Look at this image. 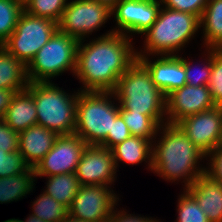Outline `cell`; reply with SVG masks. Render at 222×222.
Returning <instances> with one entry per match:
<instances>
[{"label":"cell","mask_w":222,"mask_h":222,"mask_svg":"<svg viewBox=\"0 0 222 222\" xmlns=\"http://www.w3.org/2000/svg\"><path fill=\"white\" fill-rule=\"evenodd\" d=\"M79 40L75 76L81 91H113L120 76L137 60L132 38L108 31L86 42Z\"/></svg>","instance_id":"cell-1"},{"label":"cell","mask_w":222,"mask_h":222,"mask_svg":"<svg viewBox=\"0 0 222 222\" xmlns=\"http://www.w3.org/2000/svg\"><path fill=\"white\" fill-rule=\"evenodd\" d=\"M158 132L162 136L152 144L151 171L166 181L175 182L182 178L184 189H187L198 177L206 173V168L199 166L202 159H207L206 155L176 124H162Z\"/></svg>","instance_id":"cell-2"},{"label":"cell","mask_w":222,"mask_h":222,"mask_svg":"<svg viewBox=\"0 0 222 222\" xmlns=\"http://www.w3.org/2000/svg\"><path fill=\"white\" fill-rule=\"evenodd\" d=\"M113 92L122 109L149 115L160 126L167 123L166 96L138 60L120 76Z\"/></svg>","instance_id":"cell-3"},{"label":"cell","mask_w":222,"mask_h":222,"mask_svg":"<svg viewBox=\"0 0 222 222\" xmlns=\"http://www.w3.org/2000/svg\"><path fill=\"white\" fill-rule=\"evenodd\" d=\"M198 29L200 19L196 15L161 6L156 21L143 33L144 51H136V56L178 55Z\"/></svg>","instance_id":"cell-4"},{"label":"cell","mask_w":222,"mask_h":222,"mask_svg":"<svg viewBox=\"0 0 222 222\" xmlns=\"http://www.w3.org/2000/svg\"><path fill=\"white\" fill-rule=\"evenodd\" d=\"M35 102L37 124L58 135L75 133L78 92L68 94L52 82H30L26 88Z\"/></svg>","instance_id":"cell-5"},{"label":"cell","mask_w":222,"mask_h":222,"mask_svg":"<svg viewBox=\"0 0 222 222\" xmlns=\"http://www.w3.org/2000/svg\"><path fill=\"white\" fill-rule=\"evenodd\" d=\"M112 98H116L113 91L79 90L75 134L88 145L100 146L112 133L113 120L119 115V104L112 103Z\"/></svg>","instance_id":"cell-6"},{"label":"cell","mask_w":222,"mask_h":222,"mask_svg":"<svg viewBox=\"0 0 222 222\" xmlns=\"http://www.w3.org/2000/svg\"><path fill=\"white\" fill-rule=\"evenodd\" d=\"M78 43V39L57 30L27 65L29 82H50L69 69L74 76Z\"/></svg>","instance_id":"cell-7"},{"label":"cell","mask_w":222,"mask_h":222,"mask_svg":"<svg viewBox=\"0 0 222 222\" xmlns=\"http://www.w3.org/2000/svg\"><path fill=\"white\" fill-rule=\"evenodd\" d=\"M58 30V23L29 14L21 13L16 28L2 46L26 66Z\"/></svg>","instance_id":"cell-8"},{"label":"cell","mask_w":222,"mask_h":222,"mask_svg":"<svg viewBox=\"0 0 222 222\" xmlns=\"http://www.w3.org/2000/svg\"><path fill=\"white\" fill-rule=\"evenodd\" d=\"M110 17L111 9L96 0H72L65 6L58 22V30L78 40H86L89 34L98 31Z\"/></svg>","instance_id":"cell-9"},{"label":"cell","mask_w":222,"mask_h":222,"mask_svg":"<svg viewBox=\"0 0 222 222\" xmlns=\"http://www.w3.org/2000/svg\"><path fill=\"white\" fill-rule=\"evenodd\" d=\"M118 200L111 187L80 185L68 215L85 222H107Z\"/></svg>","instance_id":"cell-10"},{"label":"cell","mask_w":222,"mask_h":222,"mask_svg":"<svg viewBox=\"0 0 222 222\" xmlns=\"http://www.w3.org/2000/svg\"><path fill=\"white\" fill-rule=\"evenodd\" d=\"M87 143L77 134L59 135L54 146L33 168L35 176L75 173Z\"/></svg>","instance_id":"cell-11"},{"label":"cell","mask_w":222,"mask_h":222,"mask_svg":"<svg viewBox=\"0 0 222 222\" xmlns=\"http://www.w3.org/2000/svg\"><path fill=\"white\" fill-rule=\"evenodd\" d=\"M176 125L206 156L222 144V106L185 117Z\"/></svg>","instance_id":"cell-12"},{"label":"cell","mask_w":222,"mask_h":222,"mask_svg":"<svg viewBox=\"0 0 222 222\" xmlns=\"http://www.w3.org/2000/svg\"><path fill=\"white\" fill-rule=\"evenodd\" d=\"M160 8L161 0H120L111 9L117 25L112 31L129 38L130 33L142 35L156 21Z\"/></svg>","instance_id":"cell-13"},{"label":"cell","mask_w":222,"mask_h":222,"mask_svg":"<svg viewBox=\"0 0 222 222\" xmlns=\"http://www.w3.org/2000/svg\"><path fill=\"white\" fill-rule=\"evenodd\" d=\"M116 165L111 149L87 145L76 167L80 185H112L116 178ZM113 182V183H112Z\"/></svg>","instance_id":"cell-14"},{"label":"cell","mask_w":222,"mask_h":222,"mask_svg":"<svg viewBox=\"0 0 222 222\" xmlns=\"http://www.w3.org/2000/svg\"><path fill=\"white\" fill-rule=\"evenodd\" d=\"M215 106L207 85L194 87L186 84L166 96V120L169 124H176L185 117Z\"/></svg>","instance_id":"cell-15"},{"label":"cell","mask_w":222,"mask_h":222,"mask_svg":"<svg viewBox=\"0 0 222 222\" xmlns=\"http://www.w3.org/2000/svg\"><path fill=\"white\" fill-rule=\"evenodd\" d=\"M148 56H137V60L151 74L153 83L165 96L187 84L184 57L180 55H160L156 61Z\"/></svg>","instance_id":"cell-16"},{"label":"cell","mask_w":222,"mask_h":222,"mask_svg":"<svg viewBox=\"0 0 222 222\" xmlns=\"http://www.w3.org/2000/svg\"><path fill=\"white\" fill-rule=\"evenodd\" d=\"M58 134L35 124L19 133V149L25 161L34 168L54 146Z\"/></svg>","instance_id":"cell-17"},{"label":"cell","mask_w":222,"mask_h":222,"mask_svg":"<svg viewBox=\"0 0 222 222\" xmlns=\"http://www.w3.org/2000/svg\"><path fill=\"white\" fill-rule=\"evenodd\" d=\"M187 190L194 196L209 222H222V183L204 173Z\"/></svg>","instance_id":"cell-18"},{"label":"cell","mask_w":222,"mask_h":222,"mask_svg":"<svg viewBox=\"0 0 222 222\" xmlns=\"http://www.w3.org/2000/svg\"><path fill=\"white\" fill-rule=\"evenodd\" d=\"M2 120L18 134L37 124L35 102L27 89L13 95Z\"/></svg>","instance_id":"cell-19"},{"label":"cell","mask_w":222,"mask_h":222,"mask_svg":"<svg viewBox=\"0 0 222 222\" xmlns=\"http://www.w3.org/2000/svg\"><path fill=\"white\" fill-rule=\"evenodd\" d=\"M152 142L138 136H131L123 142L111 148L116 169L119 161L128 164H139L143 161L148 163L152 170ZM147 160V161H146Z\"/></svg>","instance_id":"cell-20"},{"label":"cell","mask_w":222,"mask_h":222,"mask_svg":"<svg viewBox=\"0 0 222 222\" xmlns=\"http://www.w3.org/2000/svg\"><path fill=\"white\" fill-rule=\"evenodd\" d=\"M27 66L0 45V88L25 90L29 85Z\"/></svg>","instance_id":"cell-21"},{"label":"cell","mask_w":222,"mask_h":222,"mask_svg":"<svg viewBox=\"0 0 222 222\" xmlns=\"http://www.w3.org/2000/svg\"><path fill=\"white\" fill-rule=\"evenodd\" d=\"M206 48H222V0H209L200 18Z\"/></svg>","instance_id":"cell-22"},{"label":"cell","mask_w":222,"mask_h":222,"mask_svg":"<svg viewBox=\"0 0 222 222\" xmlns=\"http://www.w3.org/2000/svg\"><path fill=\"white\" fill-rule=\"evenodd\" d=\"M34 169L10 177L0 178V204L18 201L33 191L35 182Z\"/></svg>","instance_id":"cell-23"},{"label":"cell","mask_w":222,"mask_h":222,"mask_svg":"<svg viewBox=\"0 0 222 222\" xmlns=\"http://www.w3.org/2000/svg\"><path fill=\"white\" fill-rule=\"evenodd\" d=\"M47 178V187H45L44 192L66 208H69L80 188V183L75 173H62L46 176Z\"/></svg>","instance_id":"cell-24"},{"label":"cell","mask_w":222,"mask_h":222,"mask_svg":"<svg viewBox=\"0 0 222 222\" xmlns=\"http://www.w3.org/2000/svg\"><path fill=\"white\" fill-rule=\"evenodd\" d=\"M119 114L122 116L132 136L142 137L154 143L153 140L158 136L160 125L152 117L141 113L129 112L120 106Z\"/></svg>","instance_id":"cell-25"},{"label":"cell","mask_w":222,"mask_h":222,"mask_svg":"<svg viewBox=\"0 0 222 222\" xmlns=\"http://www.w3.org/2000/svg\"><path fill=\"white\" fill-rule=\"evenodd\" d=\"M32 214L45 222H61L68 216V208L43 192L32 204Z\"/></svg>","instance_id":"cell-26"},{"label":"cell","mask_w":222,"mask_h":222,"mask_svg":"<svg viewBox=\"0 0 222 222\" xmlns=\"http://www.w3.org/2000/svg\"><path fill=\"white\" fill-rule=\"evenodd\" d=\"M24 6L16 0H0V45L15 30Z\"/></svg>","instance_id":"cell-27"},{"label":"cell","mask_w":222,"mask_h":222,"mask_svg":"<svg viewBox=\"0 0 222 222\" xmlns=\"http://www.w3.org/2000/svg\"><path fill=\"white\" fill-rule=\"evenodd\" d=\"M68 0H29L24 10L29 14L58 23Z\"/></svg>","instance_id":"cell-28"},{"label":"cell","mask_w":222,"mask_h":222,"mask_svg":"<svg viewBox=\"0 0 222 222\" xmlns=\"http://www.w3.org/2000/svg\"><path fill=\"white\" fill-rule=\"evenodd\" d=\"M178 198L176 222H209L194 196L187 190Z\"/></svg>","instance_id":"cell-29"},{"label":"cell","mask_w":222,"mask_h":222,"mask_svg":"<svg viewBox=\"0 0 222 222\" xmlns=\"http://www.w3.org/2000/svg\"><path fill=\"white\" fill-rule=\"evenodd\" d=\"M207 86L215 105L222 106V48H212V69Z\"/></svg>","instance_id":"cell-30"},{"label":"cell","mask_w":222,"mask_h":222,"mask_svg":"<svg viewBox=\"0 0 222 222\" xmlns=\"http://www.w3.org/2000/svg\"><path fill=\"white\" fill-rule=\"evenodd\" d=\"M30 168L31 166L25 161L19 151L8 153L0 149V178L24 173Z\"/></svg>","instance_id":"cell-31"},{"label":"cell","mask_w":222,"mask_h":222,"mask_svg":"<svg viewBox=\"0 0 222 222\" xmlns=\"http://www.w3.org/2000/svg\"><path fill=\"white\" fill-rule=\"evenodd\" d=\"M206 50H207L206 56L208 58L207 57L205 58L206 61L203 64L204 67L203 68L202 66L200 67L202 70L199 68V71H197L196 70L197 66H195L194 68V63L184 58L185 75H186L185 78L187 84L191 86L195 87L201 85H208L212 69V48H207Z\"/></svg>","instance_id":"cell-32"},{"label":"cell","mask_w":222,"mask_h":222,"mask_svg":"<svg viewBox=\"0 0 222 222\" xmlns=\"http://www.w3.org/2000/svg\"><path fill=\"white\" fill-rule=\"evenodd\" d=\"M208 2L209 0H161V5L172 10L194 14L200 19Z\"/></svg>","instance_id":"cell-33"},{"label":"cell","mask_w":222,"mask_h":222,"mask_svg":"<svg viewBox=\"0 0 222 222\" xmlns=\"http://www.w3.org/2000/svg\"><path fill=\"white\" fill-rule=\"evenodd\" d=\"M131 136L132 134L130 130L124 123L122 116L119 114L115 120H113L112 133H108L105 141L100 146L111 149Z\"/></svg>","instance_id":"cell-34"},{"label":"cell","mask_w":222,"mask_h":222,"mask_svg":"<svg viewBox=\"0 0 222 222\" xmlns=\"http://www.w3.org/2000/svg\"><path fill=\"white\" fill-rule=\"evenodd\" d=\"M0 149L10 153L19 149V134L0 120Z\"/></svg>","instance_id":"cell-35"},{"label":"cell","mask_w":222,"mask_h":222,"mask_svg":"<svg viewBox=\"0 0 222 222\" xmlns=\"http://www.w3.org/2000/svg\"><path fill=\"white\" fill-rule=\"evenodd\" d=\"M206 157H210L209 164L206 168L208 174L214 180L222 183V144L209 153Z\"/></svg>","instance_id":"cell-36"},{"label":"cell","mask_w":222,"mask_h":222,"mask_svg":"<svg viewBox=\"0 0 222 222\" xmlns=\"http://www.w3.org/2000/svg\"><path fill=\"white\" fill-rule=\"evenodd\" d=\"M107 222H160L156 219H152L150 217H144V216H135L134 214H127L124 209L123 211L119 210L117 211L114 209L112 212L111 217L109 218V220Z\"/></svg>","instance_id":"cell-37"},{"label":"cell","mask_w":222,"mask_h":222,"mask_svg":"<svg viewBox=\"0 0 222 222\" xmlns=\"http://www.w3.org/2000/svg\"><path fill=\"white\" fill-rule=\"evenodd\" d=\"M16 92L13 89L0 88V120H2L6 114L7 108L10 105L13 95Z\"/></svg>","instance_id":"cell-38"},{"label":"cell","mask_w":222,"mask_h":222,"mask_svg":"<svg viewBox=\"0 0 222 222\" xmlns=\"http://www.w3.org/2000/svg\"><path fill=\"white\" fill-rule=\"evenodd\" d=\"M96 1L106 5L109 9H112L120 0H96Z\"/></svg>","instance_id":"cell-39"},{"label":"cell","mask_w":222,"mask_h":222,"mask_svg":"<svg viewBox=\"0 0 222 222\" xmlns=\"http://www.w3.org/2000/svg\"><path fill=\"white\" fill-rule=\"evenodd\" d=\"M22 222H45L44 220L36 217L35 215L31 214L25 221L21 220Z\"/></svg>","instance_id":"cell-40"},{"label":"cell","mask_w":222,"mask_h":222,"mask_svg":"<svg viewBox=\"0 0 222 222\" xmlns=\"http://www.w3.org/2000/svg\"><path fill=\"white\" fill-rule=\"evenodd\" d=\"M61 222H85V221H82V220H79V219H75V218H73V217L68 215Z\"/></svg>","instance_id":"cell-41"},{"label":"cell","mask_w":222,"mask_h":222,"mask_svg":"<svg viewBox=\"0 0 222 222\" xmlns=\"http://www.w3.org/2000/svg\"><path fill=\"white\" fill-rule=\"evenodd\" d=\"M3 222H22V221L20 219L13 218V219H8V220L3 221Z\"/></svg>","instance_id":"cell-42"},{"label":"cell","mask_w":222,"mask_h":222,"mask_svg":"<svg viewBox=\"0 0 222 222\" xmlns=\"http://www.w3.org/2000/svg\"><path fill=\"white\" fill-rule=\"evenodd\" d=\"M16 1L24 6L29 0H16Z\"/></svg>","instance_id":"cell-43"}]
</instances>
